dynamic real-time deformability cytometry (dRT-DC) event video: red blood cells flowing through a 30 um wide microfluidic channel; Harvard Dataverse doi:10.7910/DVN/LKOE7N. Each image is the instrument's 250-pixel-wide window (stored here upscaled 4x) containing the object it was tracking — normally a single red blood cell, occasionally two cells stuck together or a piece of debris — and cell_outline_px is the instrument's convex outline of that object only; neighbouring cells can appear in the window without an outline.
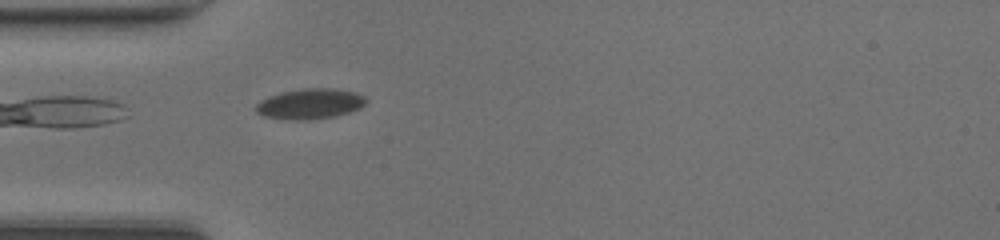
{"species": "common noctule bat (a hibernating species)", "species_latin": "Nyctalus noctula", "temperature_condition": "room temperature", "stored_images_in_passage": 34, "camera_frame_rate_fps": 3000, "um_per_image_px": 0.085, "animal": {"sex": "female", "body_mass_g": 20.0, "forearm_length_mm": 54.0}, "frame": {"image": 1, "passage_image": 1, "time_ms": 0.0, "image_size_px": [1000, 240], "cell_outline_px": [[368, 100], [360, 108], [336, 116], [308, 120], [288, 120], [264, 116], [256, 112], [256, 104], [260, 100], [268, 96], [280, 92], [304, 88], [332, 88], [356, 92], [364, 96]], "centroid_in_image_um": [26.34, 8.82], "position_along_channel_um": 58.7, "area_um2": 19.65}}
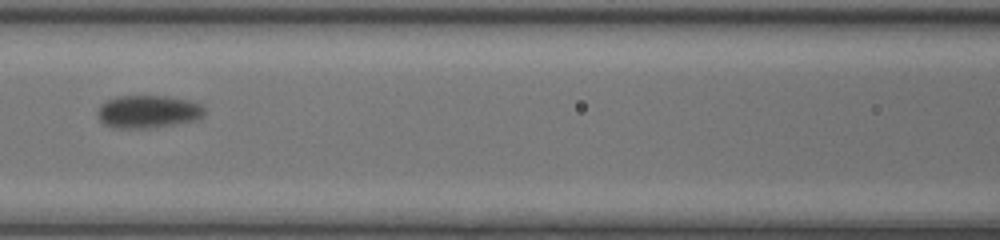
{"frame": {"image": 2, "passage_image": 8, "time_ms": 2.333, "image_size_px": [1000, 240], "cell_outline_px": [[204, 116], [200, 120], [148, 128], [112, 128], [104, 124], [100, 120], [96, 112], [100, 104], [116, 96], [168, 96], [188, 100], [200, 104], [204, 108]], "centroid_in_image_um": [12.58, 9.49], "position_along_channel_um": 154.0, "area_um2": 20.63}}
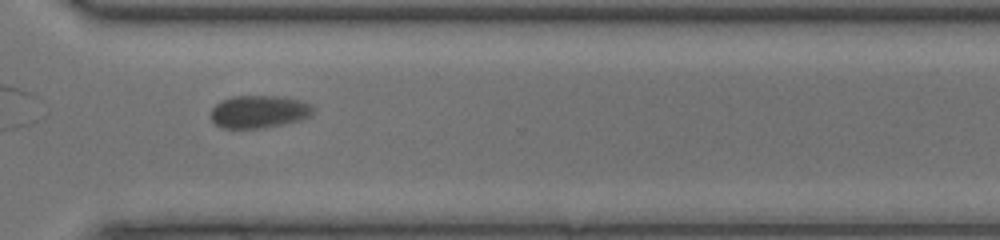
{"frame": {"image": 3, "passage_image": 22, "time_ms": 7.0, "image_size_px": [1000, 240], "cell_outline_px": [[316, 108], [312, 116], [300, 120], [284, 124], [264, 128], [220, 128], [212, 120], [212, 108], [220, 100], [232, 96], [280, 96], [300, 100], [312, 104]], "centroid_in_image_um": [22.06, 9.49], "position_along_channel_um": 348.5, "area_um2": 19.77}, "authors_computed_cell_mechanics": {"area_um2": 20.4034, "velocity_mm_per_s": 4.1713, "shape_relaxation_time_tau1_ms": 2.911, "shape_relaxation_time_tau2_ms": null, "deformation_change_tau1": 0.0402, "deformation_change_tau2": null}}